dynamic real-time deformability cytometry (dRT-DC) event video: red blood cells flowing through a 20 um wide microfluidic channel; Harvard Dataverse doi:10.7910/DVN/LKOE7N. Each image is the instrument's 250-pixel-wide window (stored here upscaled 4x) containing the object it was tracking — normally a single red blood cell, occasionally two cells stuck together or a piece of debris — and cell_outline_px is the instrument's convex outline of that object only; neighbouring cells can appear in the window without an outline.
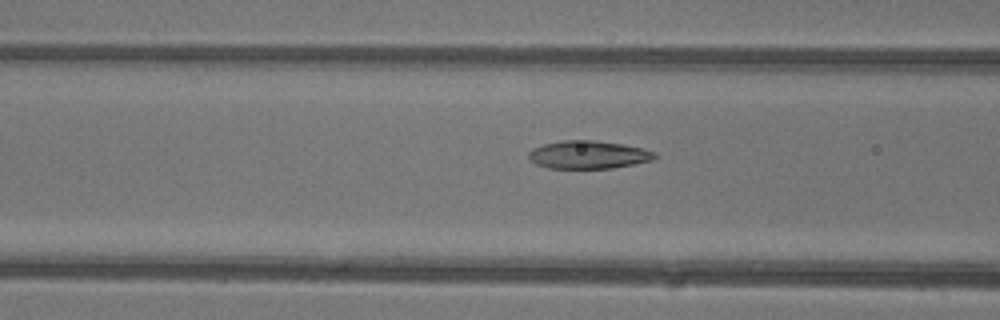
{"species": "common noctule bat (a hibernating species)", "species_latin": "Nyctalus noctula", "temperature_condition": "warm", "stored_images_in_passage": 38, "camera_frame_rate_fps": 3000, "um_per_image_px": 0.085, "animal": {"sex": "female"}, "frame": {"image": 1, "passage_image": 10, "time_ms": 3.0, "image_size_px": [1000, 320], "cell_outline_px": [[660, 156], [652, 160], [612, 168], [548, 168], [536, 164], [528, 156], [528, 152], [532, 148], [544, 144], [564, 140], [592, 140], [624, 144], [644, 148], [656, 152]], "centroid_in_image_um": [50.04, 13.14], "position_along_channel_um": 116.6, "area_um2": 20.63}}
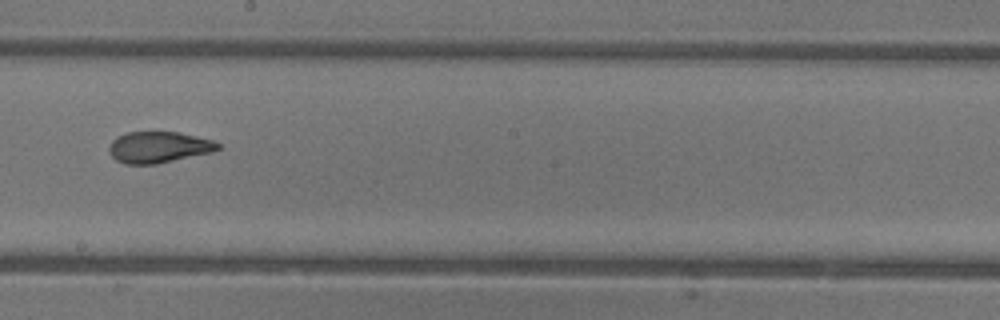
{"frame": {"image": 2, "passage_image": 18, "time_ms": 5.667, "image_size_px": [1000, 320], "cell_outline_px": [[220, 148], [212, 152], [156, 164], [124, 164], [116, 160], [108, 152], [108, 148], [112, 140], [116, 136], [128, 132], [180, 132], [212, 140], [220, 144]], "centroid_in_image_um": [13.46, 12.51], "position_along_channel_um": 234.7, "area_um2": 19.88}}
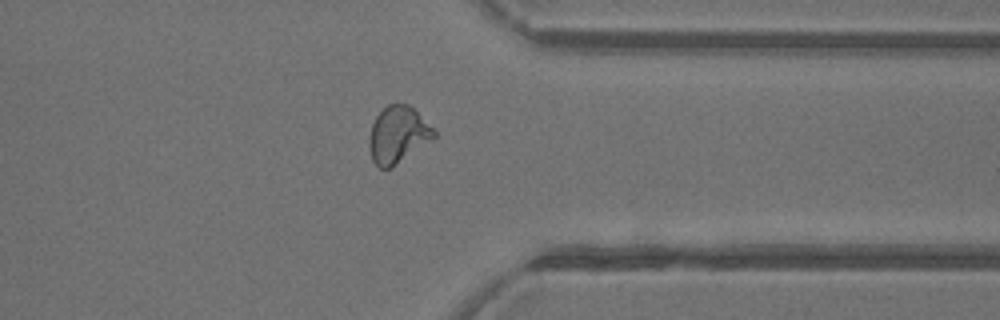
{"frame": {"image": 3, "passage_image": 28, "time_ms": 9.0, "image_size_px": [1000, 320], "cell_outline_px": [[436, 136], [432, 140], [392, 168], [380, 168], [372, 160], [368, 144], [368, 140], [372, 124], [376, 116], [388, 104], [408, 104], [436, 132]], "centroid_in_image_um": [33.8, 11.48], "position_along_channel_um": 377.6, "area_um2": 21.21}, "authors_computed_cell_mechanics": {"area_um2": 21.0392, "velocity_mm_per_s": 4.4155, "shape_relaxation_time_tau1_ms": 5.9529, "shape_relaxation_time_tau2_ms": 1.1359, "deformation_change_tau1": 0.1946, "deformation_change_tau2": 0.0743}}